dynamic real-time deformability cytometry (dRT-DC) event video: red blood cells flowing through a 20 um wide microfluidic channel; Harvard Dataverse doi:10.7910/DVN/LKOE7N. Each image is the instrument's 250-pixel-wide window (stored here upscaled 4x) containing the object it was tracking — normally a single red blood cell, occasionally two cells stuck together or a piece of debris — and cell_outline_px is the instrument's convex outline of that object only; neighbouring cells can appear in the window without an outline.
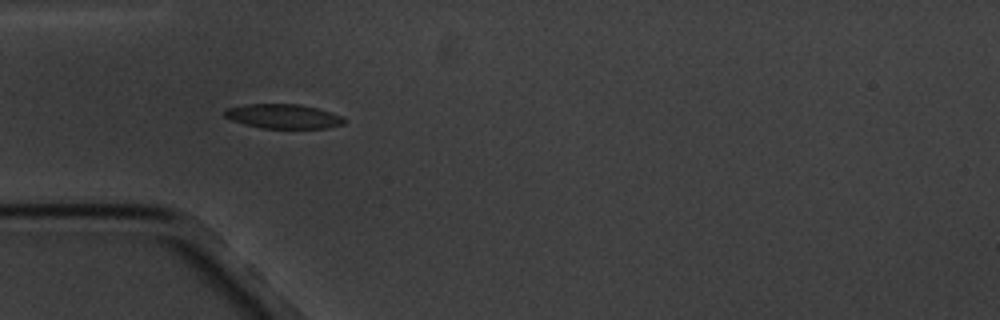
{"species": "common noctule bat (a hibernating species)", "species_latin": "Nyctalus noctula", "temperature_condition": "cold", "stored_images_in_passage": 8, "camera_frame_rate_fps": 3000, "um_per_image_px": 0.085, "animal": {"sex": "male", "body_mass_g": 20.1, "forearm_length_mm": 53.5}, "frame": {"image": 1, "passage_image": 6, "time_ms": 5.667, "image_size_px": [1000, 320], "cell_outline_px": [[348, 120], [344, 124], [328, 128], [260, 128], [244, 124], [232, 120], [224, 116], [224, 108], [248, 104], [300, 104], [332, 112], [344, 116]], "centroid_in_image_um": [24.12, 9.89], "position_along_channel_um": 60.9, "area_um2": 17.22}}
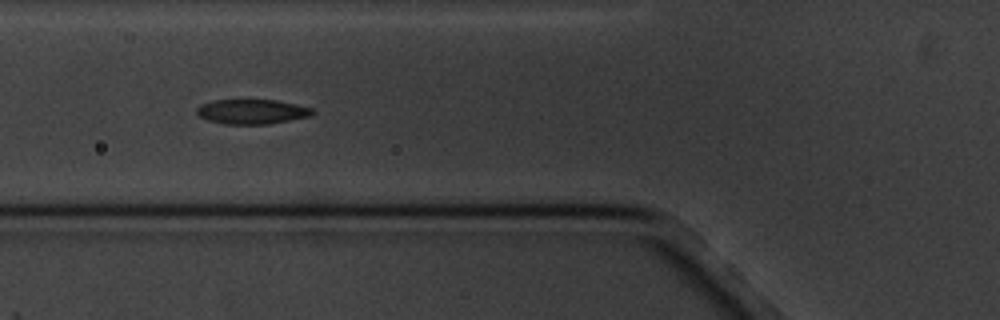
{"frame": {"image": 2, "passage_image": 7, "time_ms": 7.0, "image_size_px": [1000, 320], "cell_outline_px": [[316, 112], [312, 116], [268, 124], [224, 124], [208, 120], [200, 116], [196, 112], [196, 108], [200, 104], [212, 100], [276, 100], [296, 104], [312, 108]], "centroid_in_image_um": [21.43, 9.49], "position_along_channel_um": 104.4, "area_um2": 16.76}}
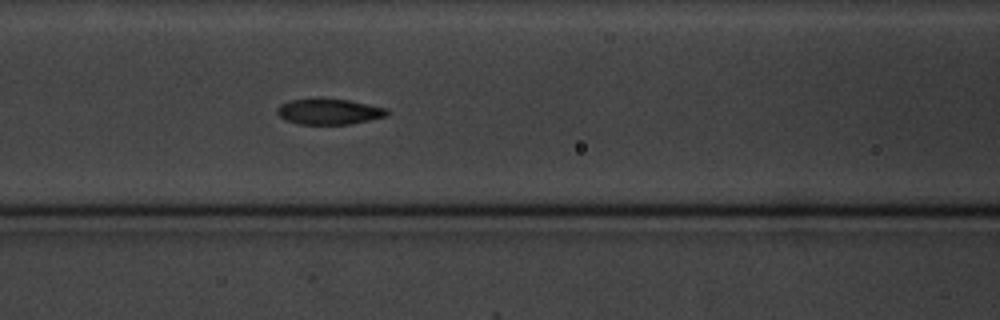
{"frame": {"image": 3, "passage_image": 8, "time_ms": 8.0, "image_size_px": [1000, 320], "cell_outline_px": [[388, 116], [348, 124], [296, 124], [284, 120], [276, 112], [276, 108], [280, 104], [292, 100], [348, 100], [388, 108]], "centroid_in_image_um": [27.96, 9.51], "position_along_channel_um": 138.6, "area_um2": 16.13}}